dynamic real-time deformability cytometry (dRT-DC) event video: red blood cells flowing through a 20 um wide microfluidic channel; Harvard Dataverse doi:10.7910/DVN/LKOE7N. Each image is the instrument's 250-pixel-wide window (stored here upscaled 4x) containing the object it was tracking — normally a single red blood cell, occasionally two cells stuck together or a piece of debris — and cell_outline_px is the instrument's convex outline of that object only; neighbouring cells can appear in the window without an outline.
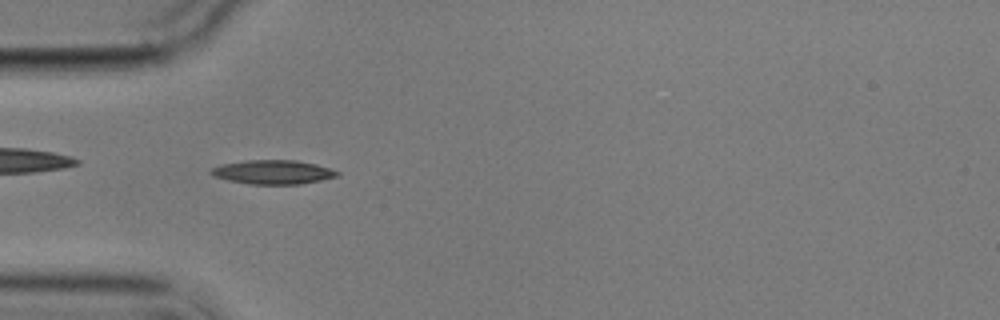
{"species": "common noctule bat (a hibernating species)", "species_latin": "Nyctalus noctula", "temperature_condition": "cold", "stored_images_in_passage": 7, "camera_frame_rate_fps": 3000, "um_per_image_px": 0.085, "animal": {"sex": "male", "body_mass_g": 17.9}, "frame": {"image": 1, "passage_image": 6, "time_ms": 6.0, "image_size_px": [1000, 320], "cell_outline_px": [[340, 176], [300, 184], [248, 184], [228, 180], [212, 176], [208, 172], [212, 168], [220, 164], [244, 160], [296, 160], [316, 164], [340, 172]], "centroid_in_image_um": [23.17, 14.62], "position_along_channel_um": 61.8, "area_um2": 17.8}}
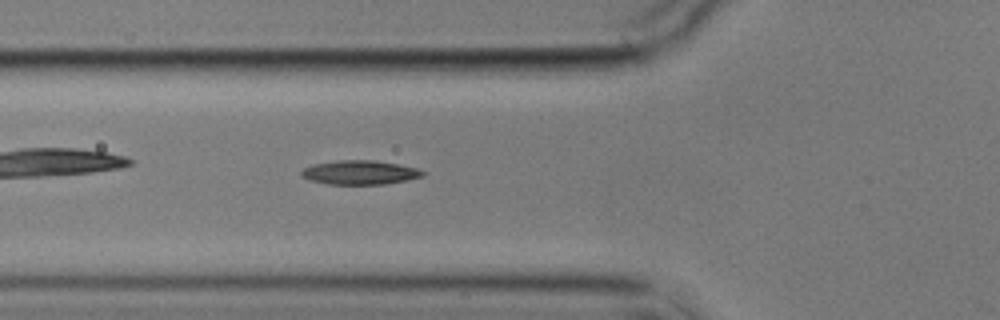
{"frame": {"image": 2, "passage_image": 7, "time_ms": 7.0, "image_size_px": [1000, 320], "cell_outline_px": [[428, 172], [424, 176], [408, 180], [384, 184], [328, 184], [308, 180], [300, 176], [300, 172], [304, 168], [312, 164], [336, 160], [376, 160], [420, 168]], "centroid_in_image_um": [30.62, 14.65], "position_along_channel_um": 95.2, "area_um2": 17.4}}